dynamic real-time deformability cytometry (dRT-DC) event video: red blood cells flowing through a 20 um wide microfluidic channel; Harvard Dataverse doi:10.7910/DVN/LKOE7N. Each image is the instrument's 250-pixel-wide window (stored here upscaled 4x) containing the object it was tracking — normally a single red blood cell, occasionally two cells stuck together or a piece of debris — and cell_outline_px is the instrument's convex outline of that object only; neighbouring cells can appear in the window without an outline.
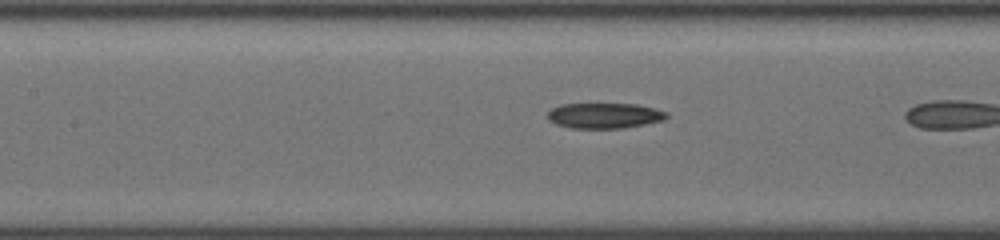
{"species": "common noctule bat (a hibernating species)", "species_latin": "Nyctalus noctula", "temperature_condition": "cold", "stored_images_in_passage": 9, "camera_frame_rate_fps": 3000, "um_per_image_px": 0.085, "animal": {"sex": "female", "body_mass_g": 19.5, "forearm_length_mm": 54.1}, "frame": {"image": 1, "passage_image": 8, "time_ms": 2.333, "image_size_px": [1000, 240], "cell_outline_px": [[668, 116], [664, 120], [624, 128], [572, 128], [556, 124], [548, 120], [548, 112], [552, 108], [560, 104], [636, 104], [668, 112]], "centroid_in_image_um": [51.36, 9.83], "position_along_channel_um": 156.0, "area_um2": 17.57}}